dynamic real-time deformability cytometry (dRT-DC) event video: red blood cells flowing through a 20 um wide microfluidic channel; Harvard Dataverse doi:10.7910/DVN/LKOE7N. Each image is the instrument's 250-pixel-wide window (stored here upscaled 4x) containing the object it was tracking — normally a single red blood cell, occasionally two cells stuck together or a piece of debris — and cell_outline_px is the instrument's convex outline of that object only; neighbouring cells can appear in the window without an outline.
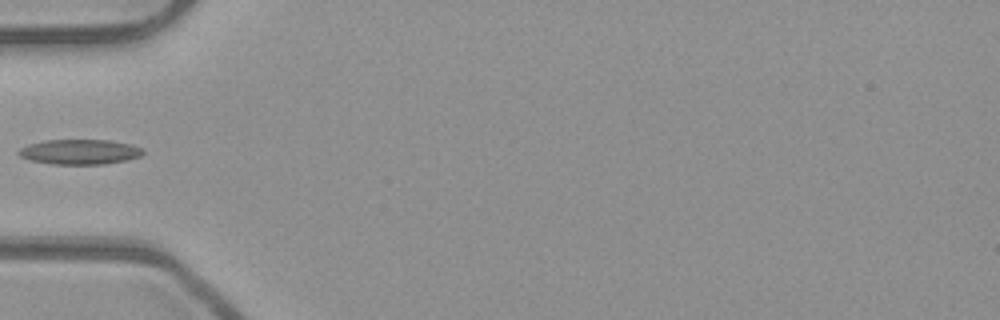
{"species": "common noctule bat (a hibernating species)", "species_latin": "Nyctalus noctula", "temperature_condition": "room temperature", "stored_images_in_passage": 6, "camera_frame_rate_fps": 3000, "um_per_image_px": 0.085, "animal": {"sex": "male", "body_mass_g": 23.1, "forearm_length_mm": 52.7}, "frame": {"image": 1, "passage_image": 5, "time_ms": 1.333, "image_size_px": [1000, 320], "cell_outline_px": [[144, 152], [140, 156], [128, 160], [104, 164], [52, 164], [32, 160], [20, 156], [16, 152], [20, 148], [28, 144], [44, 140], [108, 140], [132, 144], [144, 148]], "centroid_in_image_um": [6.8, 12.9], "position_along_channel_um": 78.2, "area_um2": 18.21}}
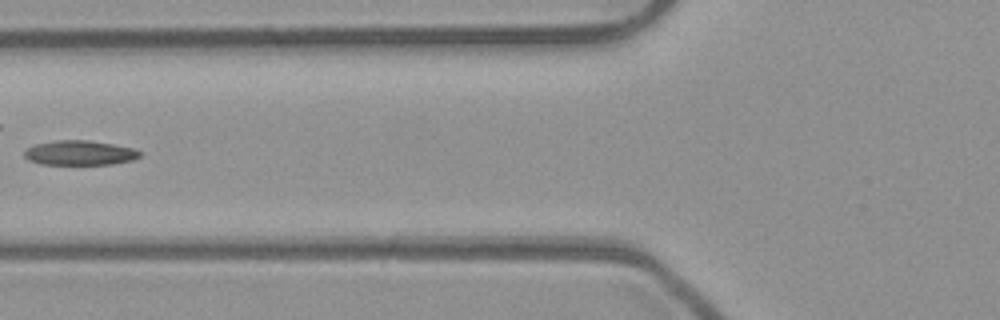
{"frame": {"image": 2, "passage_image": 6, "time_ms": 1.667, "image_size_px": [1000, 320], "cell_outline_px": [[144, 152], [140, 156], [132, 160], [112, 164], [40, 164], [28, 160], [24, 156], [24, 152], [28, 148], [36, 144], [56, 140], [88, 140], [136, 148]], "centroid_in_image_um": [6.82, 12.99], "position_along_channel_um": 119.0, "area_um2": 16.65}}